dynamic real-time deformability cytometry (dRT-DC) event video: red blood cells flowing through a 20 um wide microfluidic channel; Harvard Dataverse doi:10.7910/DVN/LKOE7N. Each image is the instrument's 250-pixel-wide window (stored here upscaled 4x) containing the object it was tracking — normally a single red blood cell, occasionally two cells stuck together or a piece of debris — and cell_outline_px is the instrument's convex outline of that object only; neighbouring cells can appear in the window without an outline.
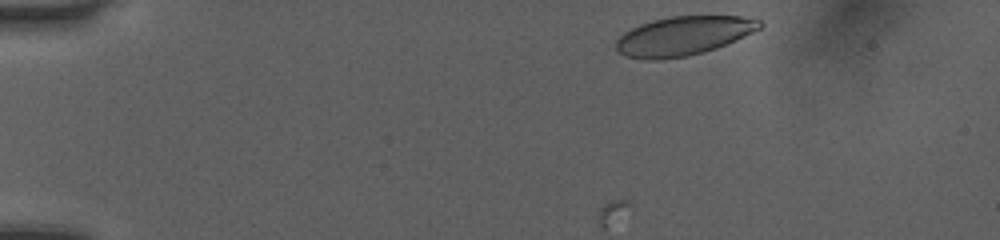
{"species": "human", "species_latin": "Homo sapiens", "temperature_condition": "room temperature", "stored_images_in_passage": 27, "camera_frame_rate_fps": 3000, "um_per_image_px": 0.085, "donor": {"sex": "female"}, "frame": {"image": 1, "passage_image": 1, "time_ms": 0.0, "image_size_px": [1000, 240], "cell_outline_px": [[764, 24], [760, 28], [736, 40], [716, 48], [704, 52], [688, 56], [660, 60], [648, 60], [624, 56], [616, 48], [616, 40], [624, 32], [640, 24], [652, 20], [668, 16], [740, 16], [760, 20]], "centroid_in_image_um": [58.07, 3.05], "position_along_channel_um": 26.9, "area_um2": 32.71}}
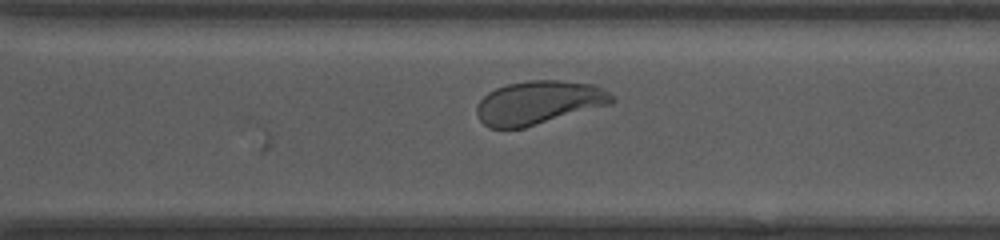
{"frame": {"image": 2, "passage_image": 21, "time_ms": 6.667, "image_size_px": [1000, 240], "cell_outline_px": [[616, 100], [612, 104], [524, 128], [488, 128], [480, 120], [476, 112], [476, 104], [488, 92], [496, 88], [508, 84], [528, 80], [560, 80], [596, 84], [612, 92]], "centroid_in_image_um": [45.84, 8.71], "position_along_channel_um": 324.8, "area_um2": 34.74}}